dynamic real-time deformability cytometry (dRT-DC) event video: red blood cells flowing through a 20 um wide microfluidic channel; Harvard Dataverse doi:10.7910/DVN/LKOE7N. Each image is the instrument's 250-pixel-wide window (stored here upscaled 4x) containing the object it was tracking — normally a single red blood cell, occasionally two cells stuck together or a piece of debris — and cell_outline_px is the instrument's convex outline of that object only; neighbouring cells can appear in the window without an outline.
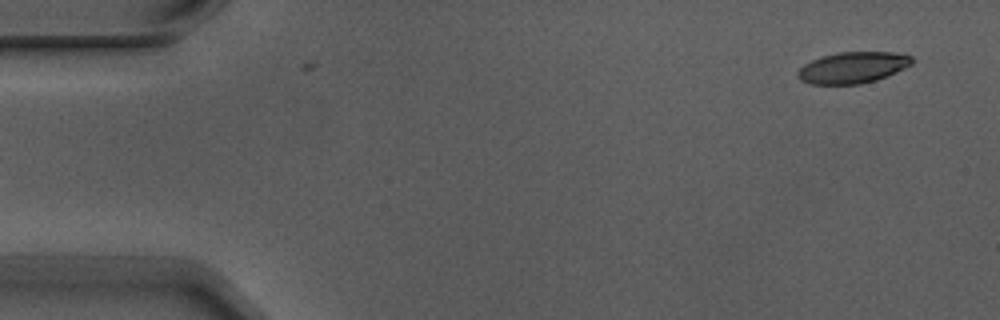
{"species": "Egyptian fruit bat (a non-hibernating species)", "species_latin": "Rousettus aegyptiacus", "temperature_condition": "warm", "stored_images_in_passage": 9, "camera_frame_rate_fps": 3000, "um_per_image_px": 0.085, "animal": {"sex": "male"}, "frame": {"image": 1, "passage_image": 1, "time_ms": 0.0, "image_size_px": [1000, 320], "cell_outline_px": [[916, 60], [912, 64], [904, 68], [876, 80], [860, 84], [808, 84], [800, 80], [796, 76], [796, 72], [804, 64], [812, 60], [824, 56], [840, 52], [892, 52], [912, 56]], "centroid_in_image_um": [72.47, 5.74], "position_along_channel_um": 12.5, "area_um2": 20.81}}
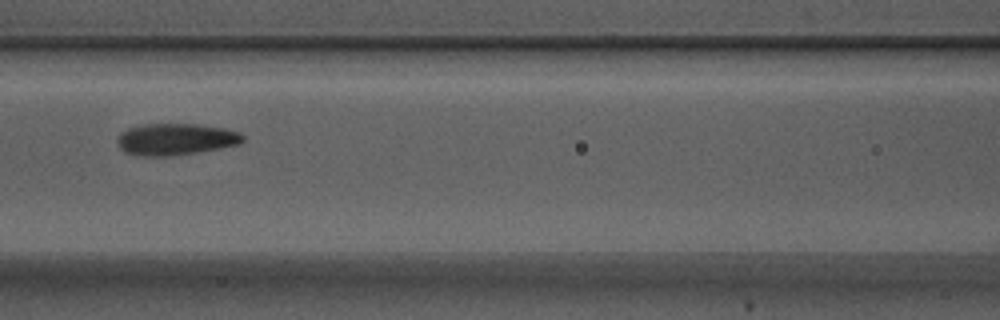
{"frame": {"image": 2, "passage_image": 7, "time_ms": 2.0, "image_size_px": [1000, 320], "cell_outline_px": [[244, 140], [240, 144], [220, 148], [196, 152], [168, 156], [144, 156], [124, 152], [120, 148], [116, 140], [116, 136], [120, 132], [128, 128], [144, 124], [200, 124], [224, 128], [240, 132], [244, 136]], "centroid_in_image_um": [14.92, 11.83], "position_along_channel_um": 151.7, "area_um2": 23.29}}
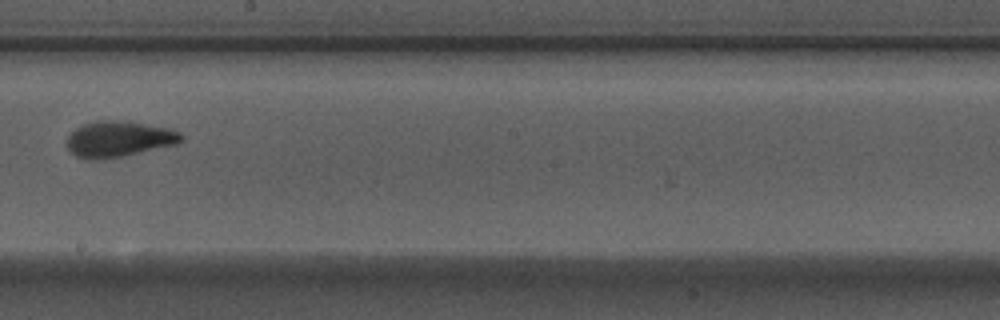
{"frame": {"image": 3, "passage_image": 9, "time_ms": 2.667, "image_size_px": [1000, 320], "cell_outline_px": [[184, 140], [176, 144], [120, 156], [76, 156], [68, 148], [68, 136], [76, 128], [84, 124], [96, 120], [116, 120], [172, 128], [180, 132], [184, 136]], "centroid_in_image_um": [10.18, 11.75], "position_along_channel_um": 238.0, "area_um2": 22.89}}